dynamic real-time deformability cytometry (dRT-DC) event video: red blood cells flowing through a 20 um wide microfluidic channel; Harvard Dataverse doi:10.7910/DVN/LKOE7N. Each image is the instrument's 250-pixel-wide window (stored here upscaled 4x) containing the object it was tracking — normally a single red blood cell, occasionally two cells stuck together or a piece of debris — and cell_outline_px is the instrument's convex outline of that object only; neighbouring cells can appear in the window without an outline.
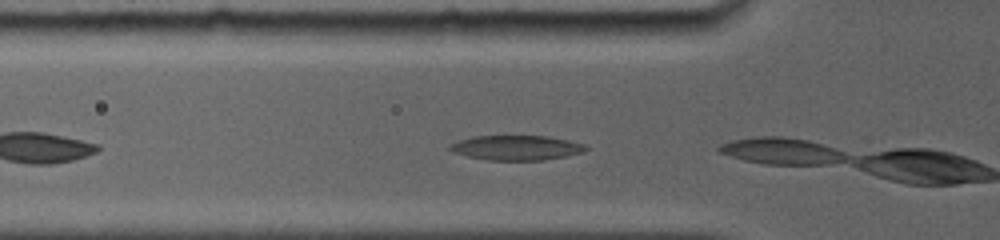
{"species": "common noctule bat (a hibernating species)", "species_latin": "Nyctalus noctula", "temperature_condition": "room temperature", "stored_images_in_passage": 3, "camera_frame_rate_fps": 5000, "um_per_image_px": 0.085, "animal": {"sex": "female", "body_mass_g": 19.0, "forearm_length_mm": 56.7}, "frame": {"image": 1, "passage_image": 3, "time_ms": 1.4, "image_size_px": [1000, 240], "cell_outline_px": [[588, 148], [584, 152], [544, 160], [488, 160], [468, 156], [452, 152], [448, 148], [448, 144], [472, 136], [548, 136], [568, 140], [584, 144]], "centroid_in_image_um": [43.87, 12.55], "position_along_channel_um": 81.9, "area_um2": 19.59}}